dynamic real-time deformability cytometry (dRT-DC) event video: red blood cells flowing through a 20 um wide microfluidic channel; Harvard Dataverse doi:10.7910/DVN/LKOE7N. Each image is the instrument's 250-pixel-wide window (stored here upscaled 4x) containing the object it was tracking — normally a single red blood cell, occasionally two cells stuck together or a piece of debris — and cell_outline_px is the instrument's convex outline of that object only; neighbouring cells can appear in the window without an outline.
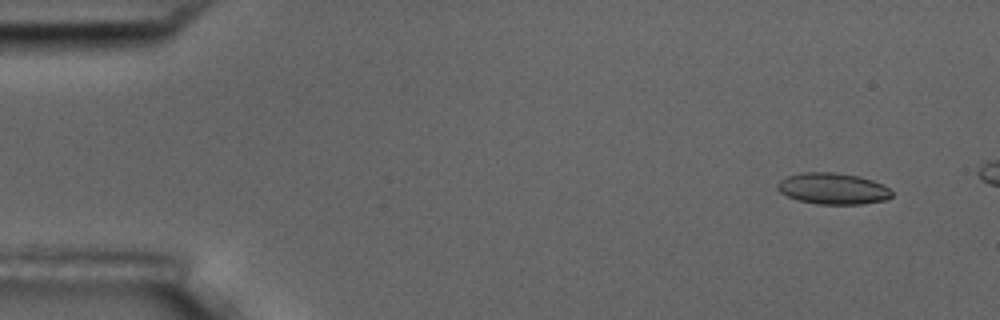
{"species": "common noctule bat (a hibernating species)", "species_latin": "Nyctalus noctula", "temperature_condition": "room temperature", "stored_images_in_passage": 5, "camera_frame_rate_fps": 3000, "um_per_image_px": 0.085, "animal": {"sex": "male", "body_mass_g": 17.5, "forearm_length_mm": 52.3}, "frame": {"image": 1, "passage_image": 2, "time_ms": 1.0, "image_size_px": [1000, 320], "cell_outline_px": [[892, 196], [884, 200], [860, 204], [820, 204], [796, 200], [780, 192], [776, 188], [776, 184], [780, 180], [788, 176], [800, 172], [832, 172], [860, 176], [872, 180], [888, 188], [892, 192]], "centroid_in_image_um": [70.75, 16.02], "position_along_channel_um": 14.2, "area_um2": 20.81}}